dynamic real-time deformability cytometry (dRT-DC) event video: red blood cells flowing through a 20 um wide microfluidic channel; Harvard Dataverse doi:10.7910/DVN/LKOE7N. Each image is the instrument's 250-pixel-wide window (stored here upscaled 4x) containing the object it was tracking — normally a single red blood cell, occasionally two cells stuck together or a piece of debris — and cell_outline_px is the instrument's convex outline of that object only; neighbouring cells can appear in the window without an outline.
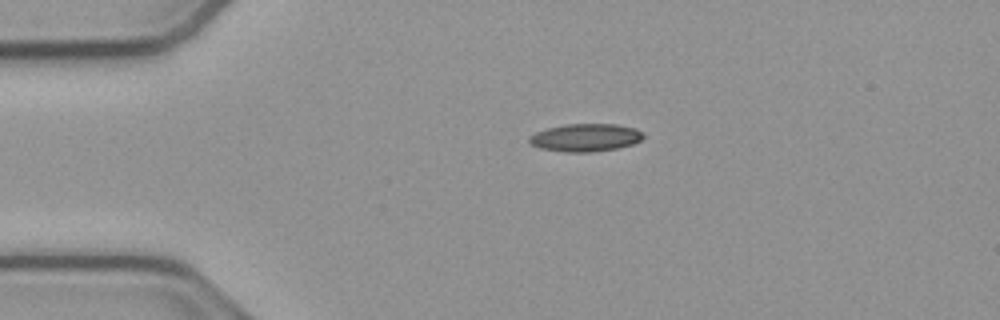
{"species": "common noctule bat (a hibernating species)", "species_latin": "Nyctalus noctula", "temperature_condition": "cold", "stored_images_in_passage": 43, "camera_frame_rate_fps": 3000, "um_per_image_px": 0.085, "animal": {"sex": "male", "body_mass_g": 23.1, "forearm_length_mm": 52.7}, "frame": {"image": 1, "passage_image": 1, "time_ms": 0.0, "image_size_px": [1000, 320], "cell_outline_px": [[644, 136], [640, 140], [632, 144], [616, 148], [588, 152], [564, 152], [540, 148], [528, 144], [528, 136], [536, 132], [548, 128], [564, 124], [616, 124], [636, 128], [644, 132]], "centroid_in_image_um": [49.74, 11.69], "position_along_channel_um": 35.3, "area_um2": 18.55}}
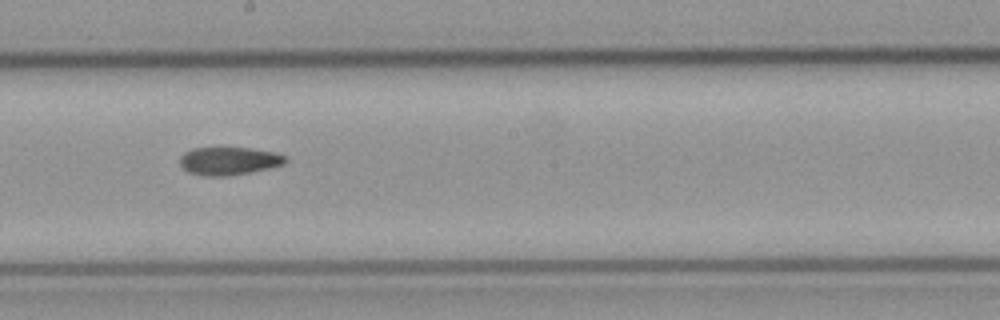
{"frame": {"image": 2, "passage_image": 19, "time_ms": 6.0, "image_size_px": [1000, 320], "cell_outline_px": [[288, 160], [284, 164], [272, 168], [224, 176], [204, 176], [188, 172], [180, 164], [180, 156], [184, 152], [192, 148], [248, 148], [272, 152], [288, 156]], "centroid_in_image_um": [19.47, 13.68], "position_along_channel_um": 228.7, "area_um2": 17.17}}
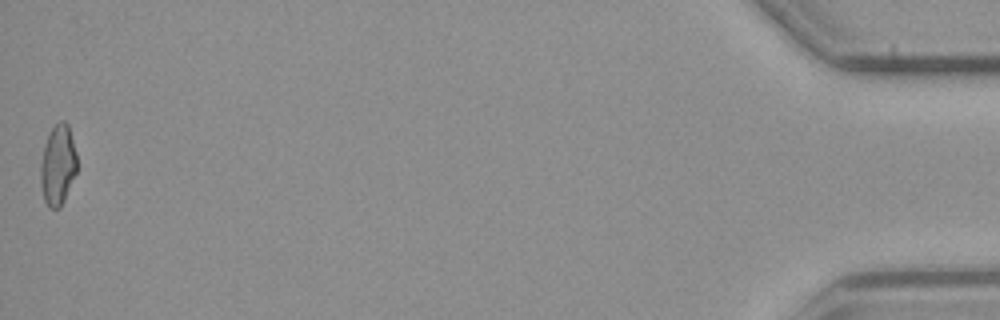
{"frame": {"image": 3, "passage_image": 43, "time_ms": 14.0, "image_size_px": [1000, 320], "cell_outline_px": [[76, 172], [64, 200], [60, 208], [48, 208], [44, 200], [40, 184], [40, 164], [44, 148], [48, 136], [52, 128], [60, 120], [64, 120], [68, 124], [76, 152]], "centroid_in_image_um": [4.91, 14.05], "position_along_channel_um": 430.3, "area_um2": 16.94}, "authors_computed_cell_mechanics": {"area_um2": 17.34, "velocity_mm_per_s": 3.8249, "shape_relaxation_time_tau1_ms": null, "shape_relaxation_time_tau2_ms": 5.8051, "deformation_change_tau1": null, "deformation_change_tau2": 0.1364}}